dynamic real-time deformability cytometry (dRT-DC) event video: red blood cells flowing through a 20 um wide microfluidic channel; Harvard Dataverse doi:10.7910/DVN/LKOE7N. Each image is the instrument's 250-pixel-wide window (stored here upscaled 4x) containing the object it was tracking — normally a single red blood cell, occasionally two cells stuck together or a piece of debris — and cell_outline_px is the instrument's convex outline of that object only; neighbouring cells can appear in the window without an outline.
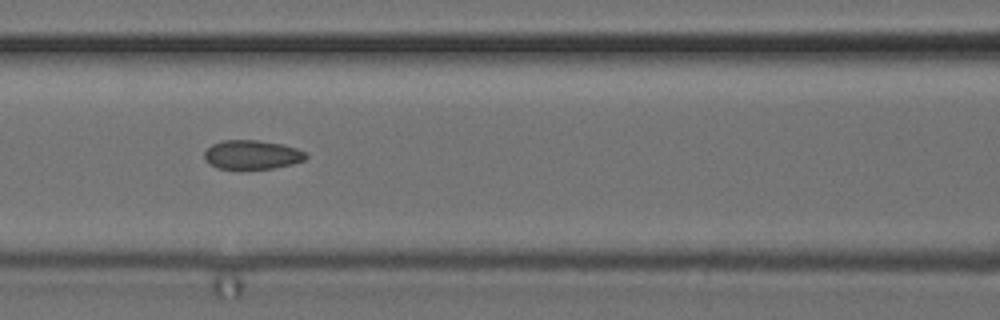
{"species": "common noctule bat (a hibernating species)", "species_latin": "Nyctalus noctula", "temperature_condition": "cold", "stored_images_in_passage": 9, "camera_frame_rate_fps": 3000, "um_per_image_px": 0.085, "animal": {"sex": "female", "body_mass_g": 24.6, "forearm_length_mm": 56.2}, "frame": {"image": 1, "passage_image": 6, "time_ms": 1.667, "image_size_px": [1000, 320], "cell_outline_px": [[308, 156], [304, 160], [292, 164], [272, 168], [216, 168], [204, 160], [204, 152], [212, 144], [220, 140], [256, 140], [280, 144], [296, 148], [304, 152]], "centroid_in_image_um": [21.38, 13.14], "position_along_channel_um": 145.2, "area_um2": 16.99}}
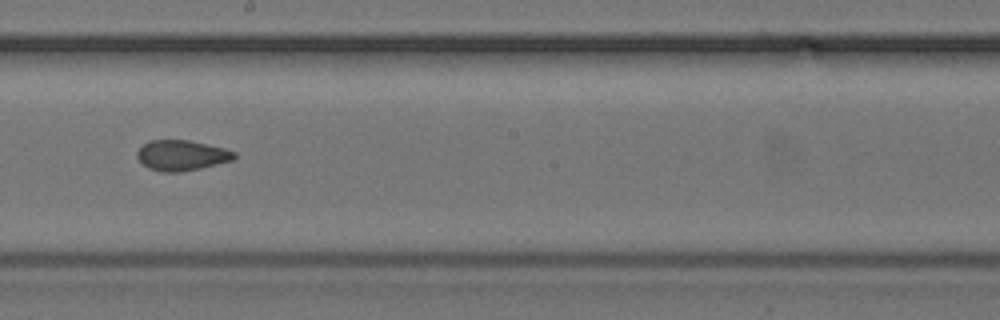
{"frame": {"image": 2, "passage_image": 8, "time_ms": 2.333, "image_size_px": [1000, 320], "cell_outline_px": [[236, 156], [232, 160], [200, 168], [180, 172], [164, 172], [148, 168], [136, 156], [136, 152], [148, 140], [188, 140], [224, 148], [236, 152]], "centroid_in_image_um": [15.43, 13.2], "position_along_channel_um": 232.8, "area_um2": 17.05}}
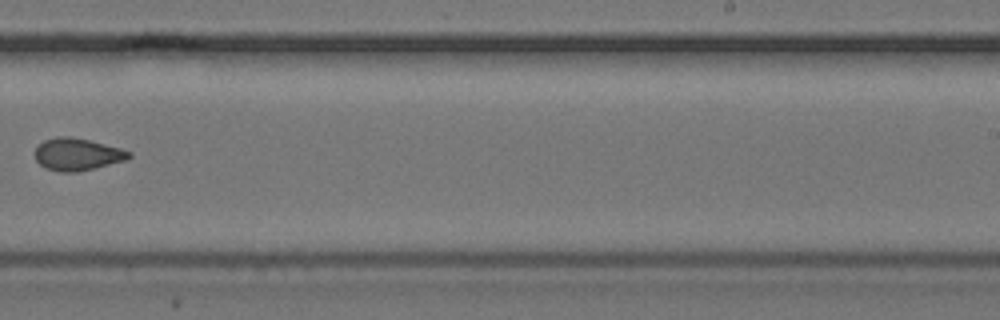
{"frame": {"image": 3, "passage_image": 9, "time_ms": 2.667, "image_size_px": [1000, 320], "cell_outline_px": [[132, 156], [128, 160], [76, 172], [60, 172], [44, 168], [36, 160], [32, 152], [44, 140], [56, 136], [72, 136], [120, 148], [132, 152]], "centroid_in_image_um": [6.55, 13.12], "position_along_channel_um": 282.5, "area_um2": 17.86}}